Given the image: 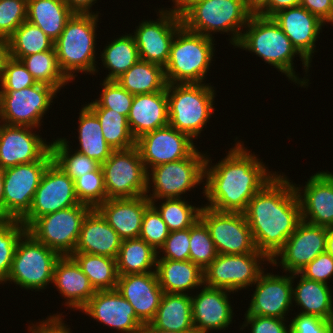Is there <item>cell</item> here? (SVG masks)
Returning <instances> with one entry per match:
<instances>
[{"instance_id":"obj_1","label":"cell","mask_w":333,"mask_h":333,"mask_svg":"<svg viewBox=\"0 0 333 333\" xmlns=\"http://www.w3.org/2000/svg\"><path fill=\"white\" fill-rule=\"evenodd\" d=\"M241 143L238 140L216 165L211 166V159L206 158L203 193L209 204L204 206L220 212L243 213L250 199L276 176Z\"/></svg>"},{"instance_id":"obj_2","label":"cell","mask_w":333,"mask_h":333,"mask_svg":"<svg viewBox=\"0 0 333 333\" xmlns=\"http://www.w3.org/2000/svg\"><path fill=\"white\" fill-rule=\"evenodd\" d=\"M243 214L256 249L271 260L302 221L294 183L277 173L250 199Z\"/></svg>"},{"instance_id":"obj_3","label":"cell","mask_w":333,"mask_h":333,"mask_svg":"<svg viewBox=\"0 0 333 333\" xmlns=\"http://www.w3.org/2000/svg\"><path fill=\"white\" fill-rule=\"evenodd\" d=\"M244 28L247 30L243 31L235 47L253 52L301 87L308 86L309 79H300L295 74L293 58L298 54L306 73L310 63L295 49L273 18L252 14Z\"/></svg>"},{"instance_id":"obj_4","label":"cell","mask_w":333,"mask_h":333,"mask_svg":"<svg viewBox=\"0 0 333 333\" xmlns=\"http://www.w3.org/2000/svg\"><path fill=\"white\" fill-rule=\"evenodd\" d=\"M98 14H73L54 41L59 68L69 81L75 80L74 73L80 71L93 75L97 72L95 31L99 22Z\"/></svg>"},{"instance_id":"obj_5","label":"cell","mask_w":333,"mask_h":333,"mask_svg":"<svg viewBox=\"0 0 333 333\" xmlns=\"http://www.w3.org/2000/svg\"><path fill=\"white\" fill-rule=\"evenodd\" d=\"M213 39L182 25L176 32L164 67L166 82L203 83L215 52Z\"/></svg>"},{"instance_id":"obj_6","label":"cell","mask_w":333,"mask_h":333,"mask_svg":"<svg viewBox=\"0 0 333 333\" xmlns=\"http://www.w3.org/2000/svg\"><path fill=\"white\" fill-rule=\"evenodd\" d=\"M168 124L191 139L197 138L214 113L215 90L205 83L166 85Z\"/></svg>"},{"instance_id":"obj_7","label":"cell","mask_w":333,"mask_h":333,"mask_svg":"<svg viewBox=\"0 0 333 333\" xmlns=\"http://www.w3.org/2000/svg\"><path fill=\"white\" fill-rule=\"evenodd\" d=\"M252 14L244 0H202L188 9L181 21L186 29L209 38L215 32L231 33L230 42L236 46Z\"/></svg>"},{"instance_id":"obj_8","label":"cell","mask_w":333,"mask_h":333,"mask_svg":"<svg viewBox=\"0 0 333 333\" xmlns=\"http://www.w3.org/2000/svg\"><path fill=\"white\" fill-rule=\"evenodd\" d=\"M60 257L26 231L16 245L10 272L2 283L10 281L22 289L42 290L52 283L54 266Z\"/></svg>"},{"instance_id":"obj_9","label":"cell","mask_w":333,"mask_h":333,"mask_svg":"<svg viewBox=\"0 0 333 333\" xmlns=\"http://www.w3.org/2000/svg\"><path fill=\"white\" fill-rule=\"evenodd\" d=\"M206 158L195 149L187 158L150 168L151 171H147L146 197L151 203L158 199L181 198L182 194L204 182ZM150 186L153 187L152 194L147 195Z\"/></svg>"},{"instance_id":"obj_10","label":"cell","mask_w":333,"mask_h":333,"mask_svg":"<svg viewBox=\"0 0 333 333\" xmlns=\"http://www.w3.org/2000/svg\"><path fill=\"white\" fill-rule=\"evenodd\" d=\"M52 161L50 149L38 161L4 169L2 218L21 220L29 212L41 177Z\"/></svg>"},{"instance_id":"obj_11","label":"cell","mask_w":333,"mask_h":333,"mask_svg":"<svg viewBox=\"0 0 333 333\" xmlns=\"http://www.w3.org/2000/svg\"><path fill=\"white\" fill-rule=\"evenodd\" d=\"M91 209L79 203L46 214L37 218L27 228V232L60 256H71L78 243L83 219Z\"/></svg>"},{"instance_id":"obj_12","label":"cell","mask_w":333,"mask_h":333,"mask_svg":"<svg viewBox=\"0 0 333 333\" xmlns=\"http://www.w3.org/2000/svg\"><path fill=\"white\" fill-rule=\"evenodd\" d=\"M107 199L135 198L146 195L147 171L136 146L113 150L101 164Z\"/></svg>"},{"instance_id":"obj_13","label":"cell","mask_w":333,"mask_h":333,"mask_svg":"<svg viewBox=\"0 0 333 333\" xmlns=\"http://www.w3.org/2000/svg\"><path fill=\"white\" fill-rule=\"evenodd\" d=\"M57 92L38 82L21 90H0V123L39 128Z\"/></svg>"},{"instance_id":"obj_14","label":"cell","mask_w":333,"mask_h":333,"mask_svg":"<svg viewBox=\"0 0 333 333\" xmlns=\"http://www.w3.org/2000/svg\"><path fill=\"white\" fill-rule=\"evenodd\" d=\"M271 261L264 253L218 254L203 270L204 285L238 291L252 287L264 271L261 262Z\"/></svg>"},{"instance_id":"obj_15","label":"cell","mask_w":333,"mask_h":333,"mask_svg":"<svg viewBox=\"0 0 333 333\" xmlns=\"http://www.w3.org/2000/svg\"><path fill=\"white\" fill-rule=\"evenodd\" d=\"M200 219L209 229L218 254L262 253L256 249L245 215L202 206Z\"/></svg>"},{"instance_id":"obj_16","label":"cell","mask_w":333,"mask_h":333,"mask_svg":"<svg viewBox=\"0 0 333 333\" xmlns=\"http://www.w3.org/2000/svg\"><path fill=\"white\" fill-rule=\"evenodd\" d=\"M79 203L74 181L52 161L41 177L31 209L20 221L27 229L37 218Z\"/></svg>"},{"instance_id":"obj_17","label":"cell","mask_w":333,"mask_h":333,"mask_svg":"<svg viewBox=\"0 0 333 333\" xmlns=\"http://www.w3.org/2000/svg\"><path fill=\"white\" fill-rule=\"evenodd\" d=\"M146 171L154 166L187 158L196 146L187 134L169 124L136 139Z\"/></svg>"},{"instance_id":"obj_18","label":"cell","mask_w":333,"mask_h":333,"mask_svg":"<svg viewBox=\"0 0 333 333\" xmlns=\"http://www.w3.org/2000/svg\"><path fill=\"white\" fill-rule=\"evenodd\" d=\"M163 9L159 10L157 21H142L133 36L139 59L164 68L169 58L171 44L177 30L182 26V21L181 17Z\"/></svg>"},{"instance_id":"obj_19","label":"cell","mask_w":333,"mask_h":333,"mask_svg":"<svg viewBox=\"0 0 333 333\" xmlns=\"http://www.w3.org/2000/svg\"><path fill=\"white\" fill-rule=\"evenodd\" d=\"M327 228L301 221L284 246L271 259L270 264L280 265L287 273H299L319 254L326 252Z\"/></svg>"},{"instance_id":"obj_20","label":"cell","mask_w":333,"mask_h":333,"mask_svg":"<svg viewBox=\"0 0 333 333\" xmlns=\"http://www.w3.org/2000/svg\"><path fill=\"white\" fill-rule=\"evenodd\" d=\"M298 273L290 276H279L264 271L259 275L250 306L246 313L273 318L286 319V313L292 306L293 279ZM285 316V317H284Z\"/></svg>"},{"instance_id":"obj_21","label":"cell","mask_w":333,"mask_h":333,"mask_svg":"<svg viewBox=\"0 0 333 333\" xmlns=\"http://www.w3.org/2000/svg\"><path fill=\"white\" fill-rule=\"evenodd\" d=\"M33 130L34 128L29 126L1 123V168L38 161L51 149V144H47L39 134L32 133Z\"/></svg>"},{"instance_id":"obj_22","label":"cell","mask_w":333,"mask_h":333,"mask_svg":"<svg viewBox=\"0 0 333 333\" xmlns=\"http://www.w3.org/2000/svg\"><path fill=\"white\" fill-rule=\"evenodd\" d=\"M294 188L302 220L316 226L333 227V173L317 172L308 179L304 190L296 184Z\"/></svg>"},{"instance_id":"obj_23","label":"cell","mask_w":333,"mask_h":333,"mask_svg":"<svg viewBox=\"0 0 333 333\" xmlns=\"http://www.w3.org/2000/svg\"><path fill=\"white\" fill-rule=\"evenodd\" d=\"M80 311L122 333H138L143 325L133 306L116 289L96 291Z\"/></svg>"},{"instance_id":"obj_24","label":"cell","mask_w":333,"mask_h":333,"mask_svg":"<svg viewBox=\"0 0 333 333\" xmlns=\"http://www.w3.org/2000/svg\"><path fill=\"white\" fill-rule=\"evenodd\" d=\"M116 290L133 306L143 324L153 320L163 295L156 271L119 275Z\"/></svg>"},{"instance_id":"obj_25","label":"cell","mask_w":333,"mask_h":333,"mask_svg":"<svg viewBox=\"0 0 333 333\" xmlns=\"http://www.w3.org/2000/svg\"><path fill=\"white\" fill-rule=\"evenodd\" d=\"M202 287L198 295H191L195 333H208L211 329L225 330L234 314L228 296V292L232 291L206 285Z\"/></svg>"},{"instance_id":"obj_26","label":"cell","mask_w":333,"mask_h":333,"mask_svg":"<svg viewBox=\"0 0 333 333\" xmlns=\"http://www.w3.org/2000/svg\"><path fill=\"white\" fill-rule=\"evenodd\" d=\"M272 18L295 49L311 63L312 53L316 52V39L325 23L301 5L279 11Z\"/></svg>"},{"instance_id":"obj_27","label":"cell","mask_w":333,"mask_h":333,"mask_svg":"<svg viewBox=\"0 0 333 333\" xmlns=\"http://www.w3.org/2000/svg\"><path fill=\"white\" fill-rule=\"evenodd\" d=\"M151 204L146 195L135 198L107 199L96 209L124 239L139 238L143 216Z\"/></svg>"},{"instance_id":"obj_28","label":"cell","mask_w":333,"mask_h":333,"mask_svg":"<svg viewBox=\"0 0 333 333\" xmlns=\"http://www.w3.org/2000/svg\"><path fill=\"white\" fill-rule=\"evenodd\" d=\"M122 240L101 213L93 208L83 219L74 252L116 258Z\"/></svg>"},{"instance_id":"obj_29","label":"cell","mask_w":333,"mask_h":333,"mask_svg":"<svg viewBox=\"0 0 333 333\" xmlns=\"http://www.w3.org/2000/svg\"><path fill=\"white\" fill-rule=\"evenodd\" d=\"M52 283L67 301L65 305L81 310L95 294L89 278L71 256H61L55 263Z\"/></svg>"},{"instance_id":"obj_30","label":"cell","mask_w":333,"mask_h":333,"mask_svg":"<svg viewBox=\"0 0 333 333\" xmlns=\"http://www.w3.org/2000/svg\"><path fill=\"white\" fill-rule=\"evenodd\" d=\"M169 109L164 91L134 95L128 115L129 128L135 139L141 135L168 125Z\"/></svg>"},{"instance_id":"obj_31","label":"cell","mask_w":333,"mask_h":333,"mask_svg":"<svg viewBox=\"0 0 333 333\" xmlns=\"http://www.w3.org/2000/svg\"><path fill=\"white\" fill-rule=\"evenodd\" d=\"M156 273L163 293L187 294L204 285L203 270L190 260L157 259Z\"/></svg>"},{"instance_id":"obj_32","label":"cell","mask_w":333,"mask_h":333,"mask_svg":"<svg viewBox=\"0 0 333 333\" xmlns=\"http://www.w3.org/2000/svg\"><path fill=\"white\" fill-rule=\"evenodd\" d=\"M153 326L176 332H195L189 294L163 293Z\"/></svg>"},{"instance_id":"obj_33","label":"cell","mask_w":333,"mask_h":333,"mask_svg":"<svg viewBox=\"0 0 333 333\" xmlns=\"http://www.w3.org/2000/svg\"><path fill=\"white\" fill-rule=\"evenodd\" d=\"M74 13L64 0H28L26 20L55 41Z\"/></svg>"},{"instance_id":"obj_34","label":"cell","mask_w":333,"mask_h":333,"mask_svg":"<svg viewBox=\"0 0 333 333\" xmlns=\"http://www.w3.org/2000/svg\"><path fill=\"white\" fill-rule=\"evenodd\" d=\"M296 288H292V297L296 305L302 308V314L319 316L333 322V298L330 286L310 280L300 275Z\"/></svg>"},{"instance_id":"obj_35","label":"cell","mask_w":333,"mask_h":333,"mask_svg":"<svg viewBox=\"0 0 333 333\" xmlns=\"http://www.w3.org/2000/svg\"><path fill=\"white\" fill-rule=\"evenodd\" d=\"M116 264L119 275L155 272L157 251L141 238L124 239Z\"/></svg>"},{"instance_id":"obj_36","label":"cell","mask_w":333,"mask_h":333,"mask_svg":"<svg viewBox=\"0 0 333 333\" xmlns=\"http://www.w3.org/2000/svg\"><path fill=\"white\" fill-rule=\"evenodd\" d=\"M116 81L133 95L164 91L167 85L162 66L140 59Z\"/></svg>"},{"instance_id":"obj_37","label":"cell","mask_w":333,"mask_h":333,"mask_svg":"<svg viewBox=\"0 0 333 333\" xmlns=\"http://www.w3.org/2000/svg\"><path fill=\"white\" fill-rule=\"evenodd\" d=\"M79 114L80 148L76 151L102 164L109 159L113 150L104 139L97 116L86 105Z\"/></svg>"},{"instance_id":"obj_38","label":"cell","mask_w":333,"mask_h":333,"mask_svg":"<svg viewBox=\"0 0 333 333\" xmlns=\"http://www.w3.org/2000/svg\"><path fill=\"white\" fill-rule=\"evenodd\" d=\"M103 66L108 68L106 81H116L138 60V48L132 34L123 35L111 41L101 52Z\"/></svg>"},{"instance_id":"obj_39","label":"cell","mask_w":333,"mask_h":333,"mask_svg":"<svg viewBox=\"0 0 333 333\" xmlns=\"http://www.w3.org/2000/svg\"><path fill=\"white\" fill-rule=\"evenodd\" d=\"M71 257L81 267L96 291L116 289L119 274L116 258L74 252Z\"/></svg>"},{"instance_id":"obj_40","label":"cell","mask_w":333,"mask_h":333,"mask_svg":"<svg viewBox=\"0 0 333 333\" xmlns=\"http://www.w3.org/2000/svg\"><path fill=\"white\" fill-rule=\"evenodd\" d=\"M54 41L38 26L23 22L8 38V56L20 60L22 57L49 51Z\"/></svg>"},{"instance_id":"obj_41","label":"cell","mask_w":333,"mask_h":333,"mask_svg":"<svg viewBox=\"0 0 333 333\" xmlns=\"http://www.w3.org/2000/svg\"><path fill=\"white\" fill-rule=\"evenodd\" d=\"M98 118L102 133L112 150L136 146V139L129 128L128 117L110 109H90Z\"/></svg>"},{"instance_id":"obj_42","label":"cell","mask_w":333,"mask_h":333,"mask_svg":"<svg viewBox=\"0 0 333 333\" xmlns=\"http://www.w3.org/2000/svg\"><path fill=\"white\" fill-rule=\"evenodd\" d=\"M20 61L38 83L51 85L59 91L70 82L59 68L54 47L49 51L22 57Z\"/></svg>"},{"instance_id":"obj_43","label":"cell","mask_w":333,"mask_h":333,"mask_svg":"<svg viewBox=\"0 0 333 333\" xmlns=\"http://www.w3.org/2000/svg\"><path fill=\"white\" fill-rule=\"evenodd\" d=\"M69 143L65 138H57L51 142V152L53 162L65 172L73 181L80 176L95 171L101 164L95 159L89 158L77 151L74 154H69Z\"/></svg>"},{"instance_id":"obj_44","label":"cell","mask_w":333,"mask_h":333,"mask_svg":"<svg viewBox=\"0 0 333 333\" xmlns=\"http://www.w3.org/2000/svg\"><path fill=\"white\" fill-rule=\"evenodd\" d=\"M165 202L156 206L169 231L189 229L200 218V207L189 205L182 198H164Z\"/></svg>"},{"instance_id":"obj_45","label":"cell","mask_w":333,"mask_h":333,"mask_svg":"<svg viewBox=\"0 0 333 333\" xmlns=\"http://www.w3.org/2000/svg\"><path fill=\"white\" fill-rule=\"evenodd\" d=\"M26 231L20 220L0 218V284L10 272L16 245Z\"/></svg>"},{"instance_id":"obj_46","label":"cell","mask_w":333,"mask_h":333,"mask_svg":"<svg viewBox=\"0 0 333 333\" xmlns=\"http://www.w3.org/2000/svg\"><path fill=\"white\" fill-rule=\"evenodd\" d=\"M189 260L205 270L218 253L206 224L199 218L190 227Z\"/></svg>"},{"instance_id":"obj_47","label":"cell","mask_w":333,"mask_h":333,"mask_svg":"<svg viewBox=\"0 0 333 333\" xmlns=\"http://www.w3.org/2000/svg\"><path fill=\"white\" fill-rule=\"evenodd\" d=\"M100 98L85 104L89 109H110L127 116L134 99V95L125 90L117 81L103 80Z\"/></svg>"},{"instance_id":"obj_48","label":"cell","mask_w":333,"mask_h":333,"mask_svg":"<svg viewBox=\"0 0 333 333\" xmlns=\"http://www.w3.org/2000/svg\"><path fill=\"white\" fill-rule=\"evenodd\" d=\"M75 193L80 203L97 208L107 200L104 173L101 165L92 172L74 180Z\"/></svg>"},{"instance_id":"obj_49","label":"cell","mask_w":333,"mask_h":333,"mask_svg":"<svg viewBox=\"0 0 333 333\" xmlns=\"http://www.w3.org/2000/svg\"><path fill=\"white\" fill-rule=\"evenodd\" d=\"M37 81L32 77L24 64L8 56L0 74V90H21L33 86Z\"/></svg>"},{"instance_id":"obj_50","label":"cell","mask_w":333,"mask_h":333,"mask_svg":"<svg viewBox=\"0 0 333 333\" xmlns=\"http://www.w3.org/2000/svg\"><path fill=\"white\" fill-rule=\"evenodd\" d=\"M166 223L162 220L157 209L150 204L144 213L139 238L146 241L156 251L163 245L169 235Z\"/></svg>"},{"instance_id":"obj_51","label":"cell","mask_w":333,"mask_h":333,"mask_svg":"<svg viewBox=\"0 0 333 333\" xmlns=\"http://www.w3.org/2000/svg\"><path fill=\"white\" fill-rule=\"evenodd\" d=\"M28 0H0V36L9 38L26 21Z\"/></svg>"},{"instance_id":"obj_52","label":"cell","mask_w":333,"mask_h":333,"mask_svg":"<svg viewBox=\"0 0 333 333\" xmlns=\"http://www.w3.org/2000/svg\"><path fill=\"white\" fill-rule=\"evenodd\" d=\"M190 228L170 231L163 245L157 251V259H170L173 261L189 260ZM163 252L164 256H159Z\"/></svg>"},{"instance_id":"obj_53","label":"cell","mask_w":333,"mask_h":333,"mask_svg":"<svg viewBox=\"0 0 333 333\" xmlns=\"http://www.w3.org/2000/svg\"><path fill=\"white\" fill-rule=\"evenodd\" d=\"M298 275L328 285L329 278L333 276V257L327 252L319 254Z\"/></svg>"},{"instance_id":"obj_54","label":"cell","mask_w":333,"mask_h":333,"mask_svg":"<svg viewBox=\"0 0 333 333\" xmlns=\"http://www.w3.org/2000/svg\"><path fill=\"white\" fill-rule=\"evenodd\" d=\"M289 326L290 333H333V322L315 315L298 313Z\"/></svg>"},{"instance_id":"obj_55","label":"cell","mask_w":333,"mask_h":333,"mask_svg":"<svg viewBox=\"0 0 333 333\" xmlns=\"http://www.w3.org/2000/svg\"><path fill=\"white\" fill-rule=\"evenodd\" d=\"M245 320L240 329L243 330L246 326L251 325L250 333H290V326L287 327L285 324L286 319L245 313Z\"/></svg>"},{"instance_id":"obj_56","label":"cell","mask_w":333,"mask_h":333,"mask_svg":"<svg viewBox=\"0 0 333 333\" xmlns=\"http://www.w3.org/2000/svg\"><path fill=\"white\" fill-rule=\"evenodd\" d=\"M40 325L30 326L31 333H71L68 325L63 322L61 315H52L46 320L40 321Z\"/></svg>"},{"instance_id":"obj_57","label":"cell","mask_w":333,"mask_h":333,"mask_svg":"<svg viewBox=\"0 0 333 333\" xmlns=\"http://www.w3.org/2000/svg\"><path fill=\"white\" fill-rule=\"evenodd\" d=\"M300 5L324 23L330 19L332 0H301Z\"/></svg>"},{"instance_id":"obj_58","label":"cell","mask_w":333,"mask_h":333,"mask_svg":"<svg viewBox=\"0 0 333 333\" xmlns=\"http://www.w3.org/2000/svg\"><path fill=\"white\" fill-rule=\"evenodd\" d=\"M300 2L301 0H268L256 14L272 18L279 11L299 6Z\"/></svg>"},{"instance_id":"obj_59","label":"cell","mask_w":333,"mask_h":333,"mask_svg":"<svg viewBox=\"0 0 333 333\" xmlns=\"http://www.w3.org/2000/svg\"><path fill=\"white\" fill-rule=\"evenodd\" d=\"M74 14H92L90 9L97 0H64Z\"/></svg>"},{"instance_id":"obj_60","label":"cell","mask_w":333,"mask_h":333,"mask_svg":"<svg viewBox=\"0 0 333 333\" xmlns=\"http://www.w3.org/2000/svg\"><path fill=\"white\" fill-rule=\"evenodd\" d=\"M202 0H172L174 6L172 8L167 10V8L164 10L166 12H170L173 15H176L178 17H181L188 9H190L194 4L200 2Z\"/></svg>"},{"instance_id":"obj_61","label":"cell","mask_w":333,"mask_h":333,"mask_svg":"<svg viewBox=\"0 0 333 333\" xmlns=\"http://www.w3.org/2000/svg\"><path fill=\"white\" fill-rule=\"evenodd\" d=\"M138 333H195V332H176L171 330H164L153 326L151 323H144Z\"/></svg>"},{"instance_id":"obj_62","label":"cell","mask_w":333,"mask_h":333,"mask_svg":"<svg viewBox=\"0 0 333 333\" xmlns=\"http://www.w3.org/2000/svg\"><path fill=\"white\" fill-rule=\"evenodd\" d=\"M8 57V39L0 36V74L5 59Z\"/></svg>"},{"instance_id":"obj_63","label":"cell","mask_w":333,"mask_h":333,"mask_svg":"<svg viewBox=\"0 0 333 333\" xmlns=\"http://www.w3.org/2000/svg\"><path fill=\"white\" fill-rule=\"evenodd\" d=\"M247 8L256 14L267 2L268 0H244Z\"/></svg>"},{"instance_id":"obj_64","label":"cell","mask_w":333,"mask_h":333,"mask_svg":"<svg viewBox=\"0 0 333 333\" xmlns=\"http://www.w3.org/2000/svg\"><path fill=\"white\" fill-rule=\"evenodd\" d=\"M326 252L333 257V227L327 228Z\"/></svg>"},{"instance_id":"obj_65","label":"cell","mask_w":333,"mask_h":333,"mask_svg":"<svg viewBox=\"0 0 333 333\" xmlns=\"http://www.w3.org/2000/svg\"><path fill=\"white\" fill-rule=\"evenodd\" d=\"M3 174H4V169L0 167V218H2Z\"/></svg>"},{"instance_id":"obj_66","label":"cell","mask_w":333,"mask_h":333,"mask_svg":"<svg viewBox=\"0 0 333 333\" xmlns=\"http://www.w3.org/2000/svg\"><path fill=\"white\" fill-rule=\"evenodd\" d=\"M329 22L333 24V0H332V12L330 14V19L327 21V23Z\"/></svg>"}]
</instances>
